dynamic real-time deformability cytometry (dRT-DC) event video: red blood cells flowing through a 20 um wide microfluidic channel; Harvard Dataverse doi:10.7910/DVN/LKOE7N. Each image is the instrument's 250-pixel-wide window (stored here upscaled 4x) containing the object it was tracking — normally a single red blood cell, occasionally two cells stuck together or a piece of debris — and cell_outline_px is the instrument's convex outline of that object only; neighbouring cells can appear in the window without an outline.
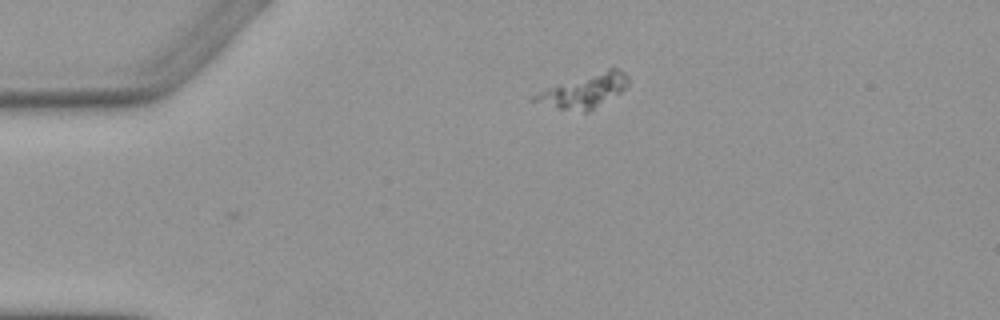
{"species": "Egyptian fruit bat (a non-hibernating species)", "species_latin": "Rousettus aegyptiacus", "temperature_condition": "warm", "stored_images_in_passage": 3, "camera_frame_rate_fps": 3000, "um_per_image_px": 0.085, "animal": {"sex": "female"}, "frame": {"image": 1, "passage_image": 1, "time_ms": 0.0, "image_size_px": [1000, 320], "cell_outline_px": [[628, 88], [588, 112], [584, 112], [556, 108], [528, 100], [532, 96], [548, 88], [608, 68], [620, 68], [628, 76]], "centroid_in_image_um": [49.7, 7.74], "position_along_channel_um": 35.3, "area_um2": 18.09}}
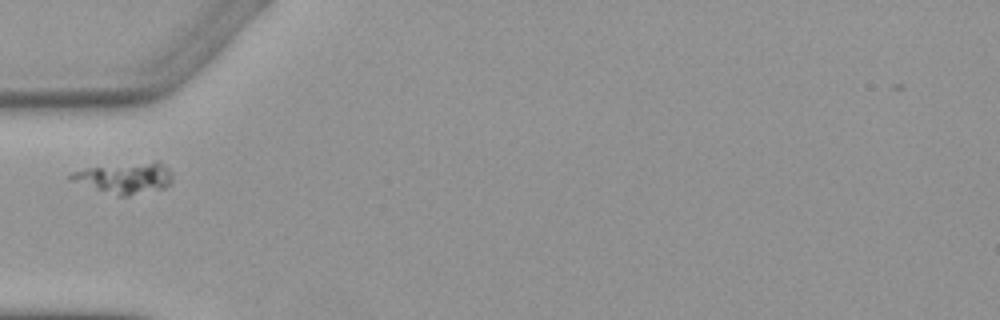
{"frame": {"image": 2, "passage_image": 3, "time_ms": 2.333, "image_size_px": [1000, 320], "cell_outline_px": [[172, 180], [164, 188], [128, 196], [116, 196], [68, 180], [68, 172], [88, 168], [156, 160], [160, 160], [172, 172]], "centroid_in_image_um": [10.6, 15.12], "position_along_channel_um": 74.4, "area_um2": 18.61}}